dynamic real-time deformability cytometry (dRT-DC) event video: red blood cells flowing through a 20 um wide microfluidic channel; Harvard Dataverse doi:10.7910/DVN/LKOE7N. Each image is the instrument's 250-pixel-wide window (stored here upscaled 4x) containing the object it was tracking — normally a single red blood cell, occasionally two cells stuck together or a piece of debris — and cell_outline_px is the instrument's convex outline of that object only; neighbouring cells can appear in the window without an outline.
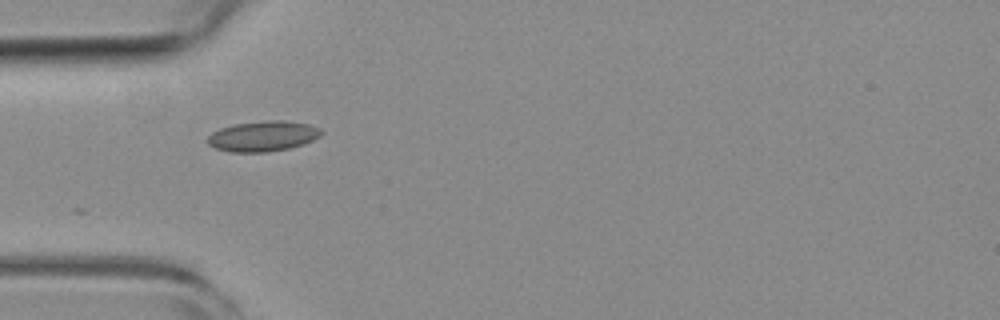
{"species": "common noctule bat (a hibernating species)", "species_latin": "Nyctalus noctula", "temperature_condition": "room temperature", "stored_images_in_passage": 38, "camera_frame_rate_fps": 3000, "um_per_image_px": 0.085, "animal": {"sex": "female", "body_mass_g": 19.3, "forearm_length_mm": 54.1}, "frame": {"image": 1, "passage_image": 1, "time_ms": 0.0, "image_size_px": [1000, 320], "cell_outline_px": [[324, 132], [320, 136], [304, 144], [288, 148], [268, 152], [232, 152], [216, 148], [208, 144], [208, 136], [212, 132], [220, 128], [232, 124], [268, 120], [284, 120], [308, 124], [320, 128]], "centroid_in_image_um": [22.36, 11.56], "position_along_channel_um": 62.6, "area_um2": 20.17}}
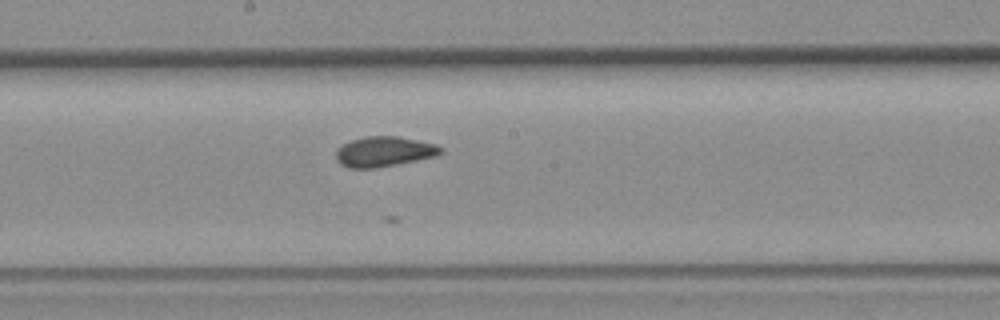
{"frame": {"image": 2, "passage_image": 13, "time_ms": 4.0, "image_size_px": [1000, 320], "cell_outline_px": [[444, 148], [436, 156], [376, 168], [348, 168], [340, 164], [336, 160], [336, 152], [344, 144], [352, 140], [364, 136], [396, 136], [436, 144]], "centroid_in_image_um": [32.63, 12.89], "position_along_channel_um": 215.6, "area_um2": 18.21}}
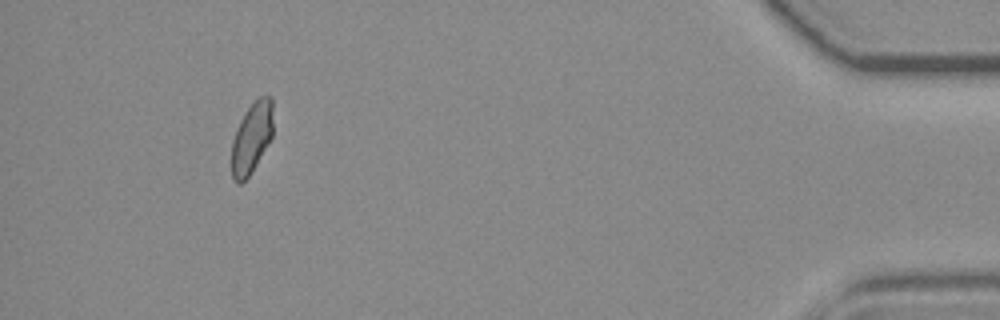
{"frame": {"image": 3, "passage_image": 34, "time_ms": 11.0, "image_size_px": [1000, 320], "cell_outline_px": [[272, 136], [252, 172], [240, 184], [236, 184], [232, 180], [232, 140], [236, 128], [244, 112], [260, 96], [272, 96]], "centroid_in_image_um": [21.37, 11.73], "position_along_channel_um": 413.8, "area_um2": 17.11}}